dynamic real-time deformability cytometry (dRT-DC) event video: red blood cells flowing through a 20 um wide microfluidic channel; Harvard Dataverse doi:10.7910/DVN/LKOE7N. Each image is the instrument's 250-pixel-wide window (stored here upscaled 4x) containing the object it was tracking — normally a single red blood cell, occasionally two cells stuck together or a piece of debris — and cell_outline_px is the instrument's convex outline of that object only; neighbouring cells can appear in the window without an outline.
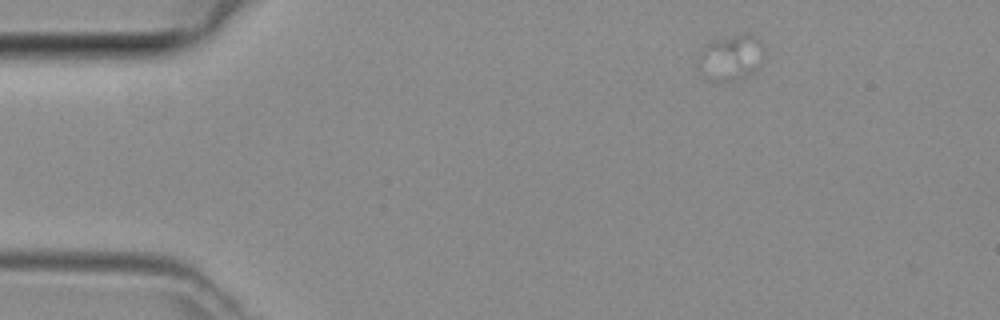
{"species": "common noctule bat (a hibernating species)", "species_latin": "Nyctalus noctula", "temperature_condition": "room temperature", "stored_images_in_passage": 2, "camera_frame_rate_fps": 3000, "um_per_image_px": 0.085, "animal": {"sex": "female", "body_mass_g": 29.2, "forearm_length_mm": 56.3}, "frame": {"image": 1, "passage_image": 1, "time_ms": 0.0, "image_size_px": [1000, 320], "cell_outline_px": [[768, 60], [756, 72], [744, 76], [728, 80], [712, 80], [700, 72], [700, 56], [704, 44], [716, 40], [736, 36], [756, 36], [764, 48]], "centroid_in_image_um": [62.23, 4.91], "position_along_channel_um": 22.8, "area_um2": 17.22}}